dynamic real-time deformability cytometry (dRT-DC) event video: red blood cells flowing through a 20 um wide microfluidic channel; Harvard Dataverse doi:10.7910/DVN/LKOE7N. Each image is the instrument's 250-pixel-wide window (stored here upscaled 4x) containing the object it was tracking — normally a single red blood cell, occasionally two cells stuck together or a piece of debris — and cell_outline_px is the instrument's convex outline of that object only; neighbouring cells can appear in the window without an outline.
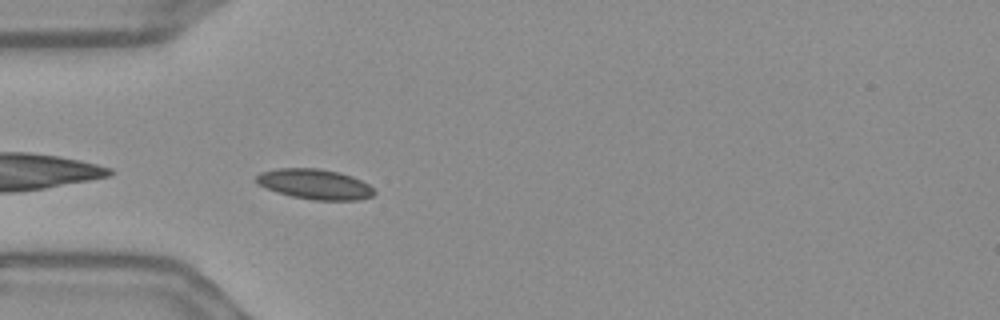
{"species": "Egyptian fruit bat (a non-hibernating species)", "species_latin": "Rousettus aegyptiacus", "temperature_condition": "warm", "stored_images_in_passage": 41, "camera_frame_rate_fps": 3000, "um_per_image_px": 0.085, "frame": {"image": 1, "passage_image": 2, "time_ms": 0.333, "image_size_px": [1000, 320], "cell_outline_px": [[376, 192], [372, 196], [356, 200], [312, 200], [292, 196], [276, 192], [256, 184], [256, 176], [260, 172], [276, 168], [320, 168], [340, 172], [352, 176], [368, 184]], "centroid_in_image_um": [26.73, 15.64], "position_along_channel_um": 58.3, "area_um2": 20.87}}
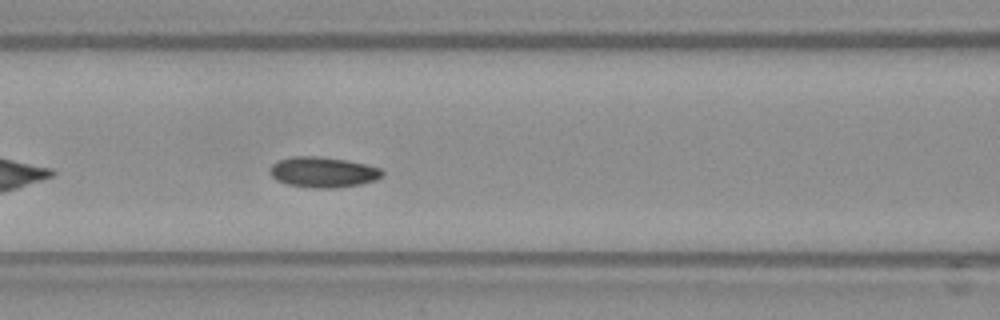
{"frame": {"image": 2, "passage_image": 9, "time_ms": 2.667, "image_size_px": [1000, 320], "cell_outline_px": [[384, 176], [376, 180], [360, 184], [336, 188], [312, 188], [288, 184], [276, 180], [268, 172], [268, 168], [276, 160], [292, 156], [320, 156], [344, 160], [364, 164], [380, 168], [384, 172]], "centroid_in_image_um": [27.42, 14.63], "position_along_channel_um": 139.2, "area_um2": 20.17}}
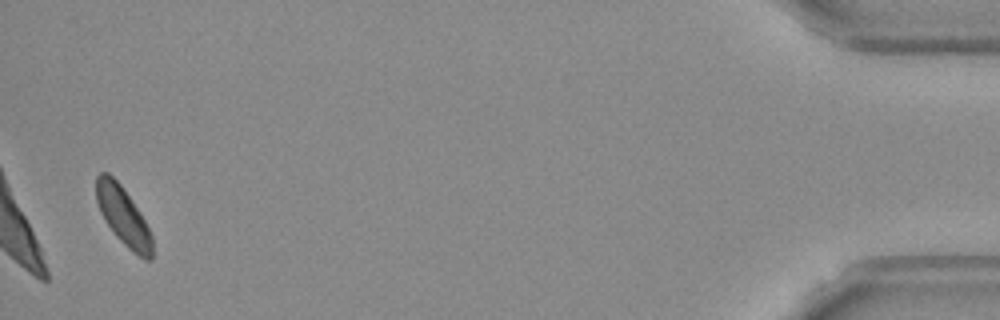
{"frame": {"image": 3, "passage_image": 40, "time_ms": 13.0, "image_size_px": [1000, 320], "cell_outline_px": [[152, 260], [144, 260], [132, 252], [112, 232], [104, 220], [100, 212], [96, 200], [96, 176], [100, 172], [108, 172], [120, 184], [140, 212], [152, 236]], "centroid_in_image_um": [10.46, 18.38], "position_along_channel_um": 424.7, "area_um2": 19.02}, "authors_computed_cell_mechanics": {"area_um2": 19.7098, "velocity_mm_per_s": 3.6106, "shape_relaxation_time_tau1_ms": 4.4717, "shape_relaxation_time_tau2_ms": 6.1024, "deformation_change_tau1": 0.0518, "deformation_change_tau2": 0.0925}}